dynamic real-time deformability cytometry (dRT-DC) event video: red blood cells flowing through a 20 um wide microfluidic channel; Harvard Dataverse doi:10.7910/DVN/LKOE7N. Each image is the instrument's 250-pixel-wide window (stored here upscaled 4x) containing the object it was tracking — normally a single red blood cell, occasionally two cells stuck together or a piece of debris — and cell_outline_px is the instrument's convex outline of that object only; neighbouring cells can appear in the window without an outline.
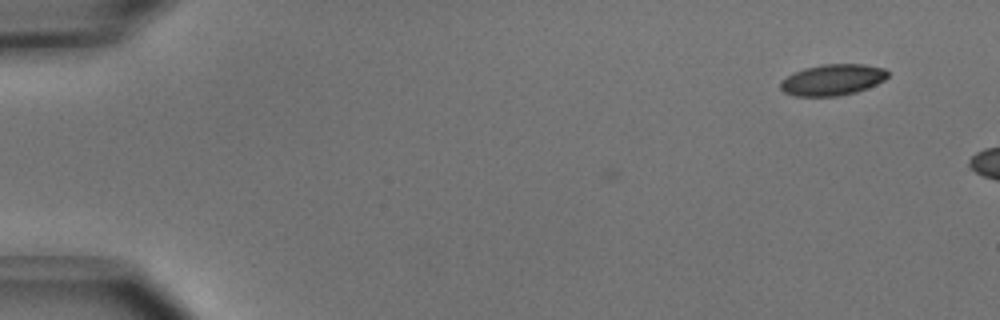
{"species": "common noctule bat (a hibernating species)", "species_latin": "Nyctalus noctula", "temperature_condition": "cold", "stored_images_in_passage": 4, "camera_frame_rate_fps": 3000, "um_per_image_px": 0.085, "animal": {"sex": "male", "body_mass_g": 15.6}, "frame": {"image": 1, "passage_image": 1, "time_ms": 0.0, "image_size_px": [1000, 320], "cell_outline_px": [[888, 76], [884, 80], [876, 84], [856, 92], [836, 96], [796, 96], [784, 92], [780, 88], [780, 80], [804, 68], [824, 64], [864, 64], [884, 68], [888, 72]], "centroid_in_image_um": [70.76, 6.78], "position_along_channel_um": 14.2, "area_um2": 19.36}}